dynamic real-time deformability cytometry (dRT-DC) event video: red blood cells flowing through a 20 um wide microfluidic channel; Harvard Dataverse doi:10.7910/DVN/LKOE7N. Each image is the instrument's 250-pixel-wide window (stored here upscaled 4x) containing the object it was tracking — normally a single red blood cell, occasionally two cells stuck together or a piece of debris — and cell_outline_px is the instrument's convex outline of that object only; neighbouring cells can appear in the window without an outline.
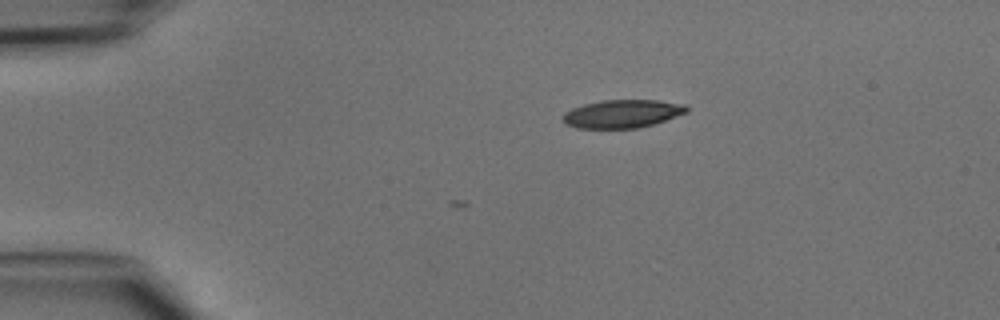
{"species": "common noctule bat (a hibernating species)", "species_latin": "Nyctalus noctula", "temperature_condition": "cold", "stored_images_in_passage": 9, "camera_frame_rate_fps": 3000, "um_per_image_px": 0.085, "animal": {"sex": "male", "body_mass_g": 15.6}, "frame": {"image": 1, "passage_image": 1, "time_ms": 0.0, "image_size_px": [1000, 320], "cell_outline_px": [[688, 112], [640, 128], [576, 128], [564, 124], [560, 116], [564, 112], [572, 108], [584, 104], [604, 100], [656, 100], [684, 104], [688, 108]], "centroid_in_image_um": [52.84, 9.67], "position_along_channel_um": 32.2, "area_um2": 20.35}}
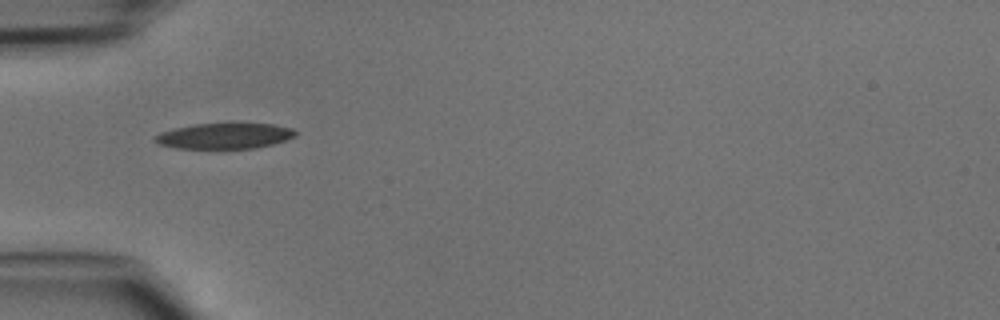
{"frame": {"image": 2, "passage_image": 7, "time_ms": 2.0, "image_size_px": [1000, 320], "cell_outline_px": [[300, 132], [296, 136], [272, 144], [256, 148], [176, 148], [160, 144], [152, 140], [152, 136], [160, 132], [192, 124], [232, 120], [272, 124], [292, 128]], "centroid_in_image_um": [19.11, 11.49], "position_along_channel_um": 65.9, "area_um2": 22.08}}